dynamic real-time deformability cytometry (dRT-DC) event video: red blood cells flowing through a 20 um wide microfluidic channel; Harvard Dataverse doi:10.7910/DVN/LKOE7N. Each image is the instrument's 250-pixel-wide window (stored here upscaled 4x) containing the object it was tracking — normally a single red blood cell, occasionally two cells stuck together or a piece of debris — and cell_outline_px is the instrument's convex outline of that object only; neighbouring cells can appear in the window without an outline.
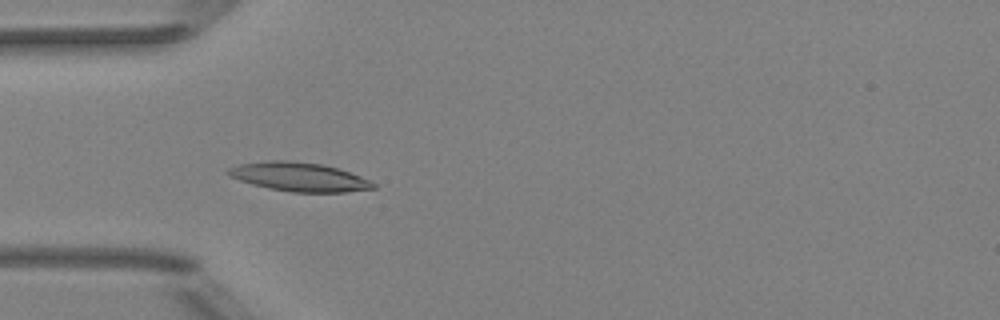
{"species": "Egyptian fruit bat (a non-hibernating species)", "species_latin": "Rousettus aegyptiacus", "temperature_condition": "room temperature", "stored_images_in_passage": 18, "camera_frame_rate_fps": 3000, "um_per_image_px": 0.085, "animal": {"sex": "female"}, "frame": {"image": 1, "passage_image": 16, "time_ms": 5.0, "image_size_px": [1000, 320], "cell_outline_px": [[376, 188], [344, 192], [292, 192], [268, 188], [252, 184], [228, 176], [224, 172], [228, 168], [240, 164], [268, 160], [288, 160], [320, 164], [336, 168], [360, 176], [376, 184]], "centroid_in_image_um": [25.37, 15.03], "position_along_channel_um": 59.6, "area_um2": 24.28}}